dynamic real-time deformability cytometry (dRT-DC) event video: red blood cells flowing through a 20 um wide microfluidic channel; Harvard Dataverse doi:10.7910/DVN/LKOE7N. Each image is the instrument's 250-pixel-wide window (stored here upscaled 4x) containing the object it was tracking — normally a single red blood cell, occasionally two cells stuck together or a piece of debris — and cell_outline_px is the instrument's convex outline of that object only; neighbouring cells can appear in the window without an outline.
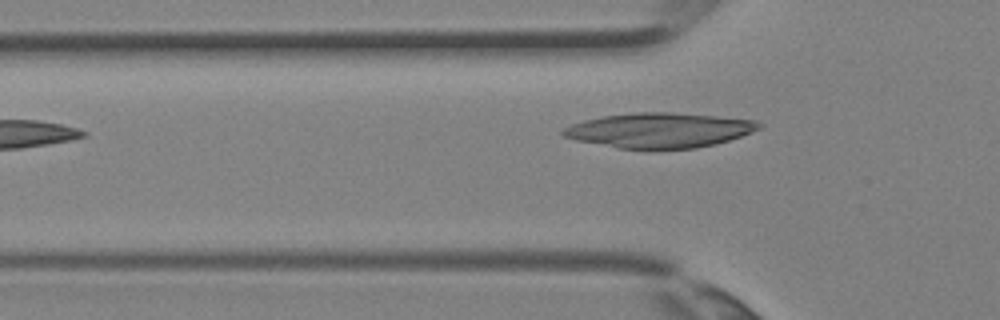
{"species": "Egyptian fruit bat (a non-hibernating species)", "species_latin": "Rousettus aegyptiacus", "temperature_condition": "room temperature", "stored_images_in_passage": 4, "camera_frame_rate_fps": 3000, "um_per_image_px": 0.085, "animal": {"sex": "female"}, "frame": {"image": 1, "passage_image": 4, "time_ms": 1.0, "image_size_px": [1000, 320], "cell_outline_px": [[764, 124], [760, 128], [740, 136], [716, 144], [696, 148], [648, 152], [620, 148], [576, 140], [564, 136], [560, 132], [564, 128], [572, 124], [584, 120], [604, 116], [636, 112], [672, 112], [716, 116], [756, 120]], "centroid_in_image_um": [56.05, 11.1], "position_along_channel_um": 69.7, "area_um2": 40.52}}